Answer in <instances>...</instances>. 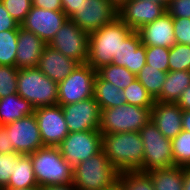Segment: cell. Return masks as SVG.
<instances>
[{
    "label": "cell",
    "instance_id": "44",
    "mask_svg": "<svg viewBox=\"0 0 190 190\" xmlns=\"http://www.w3.org/2000/svg\"><path fill=\"white\" fill-rule=\"evenodd\" d=\"M176 104L183 110V111H190V86H188L179 99L177 100Z\"/></svg>",
    "mask_w": 190,
    "mask_h": 190
},
{
    "label": "cell",
    "instance_id": "26",
    "mask_svg": "<svg viewBox=\"0 0 190 190\" xmlns=\"http://www.w3.org/2000/svg\"><path fill=\"white\" fill-rule=\"evenodd\" d=\"M155 190H184V167L173 166L147 172Z\"/></svg>",
    "mask_w": 190,
    "mask_h": 190
},
{
    "label": "cell",
    "instance_id": "45",
    "mask_svg": "<svg viewBox=\"0 0 190 190\" xmlns=\"http://www.w3.org/2000/svg\"><path fill=\"white\" fill-rule=\"evenodd\" d=\"M44 190H77L73 183H69L66 185H49L43 187Z\"/></svg>",
    "mask_w": 190,
    "mask_h": 190
},
{
    "label": "cell",
    "instance_id": "46",
    "mask_svg": "<svg viewBox=\"0 0 190 190\" xmlns=\"http://www.w3.org/2000/svg\"><path fill=\"white\" fill-rule=\"evenodd\" d=\"M182 130L190 132V111H183Z\"/></svg>",
    "mask_w": 190,
    "mask_h": 190
},
{
    "label": "cell",
    "instance_id": "14",
    "mask_svg": "<svg viewBox=\"0 0 190 190\" xmlns=\"http://www.w3.org/2000/svg\"><path fill=\"white\" fill-rule=\"evenodd\" d=\"M61 106L69 132L99 130L101 108L94 97Z\"/></svg>",
    "mask_w": 190,
    "mask_h": 190
},
{
    "label": "cell",
    "instance_id": "35",
    "mask_svg": "<svg viewBox=\"0 0 190 190\" xmlns=\"http://www.w3.org/2000/svg\"><path fill=\"white\" fill-rule=\"evenodd\" d=\"M169 48L159 46H146V64L159 69L169 71Z\"/></svg>",
    "mask_w": 190,
    "mask_h": 190
},
{
    "label": "cell",
    "instance_id": "25",
    "mask_svg": "<svg viewBox=\"0 0 190 190\" xmlns=\"http://www.w3.org/2000/svg\"><path fill=\"white\" fill-rule=\"evenodd\" d=\"M93 97L99 104L101 110L117 107L125 102L123 90H120L116 85L103 80L96 74L94 80Z\"/></svg>",
    "mask_w": 190,
    "mask_h": 190
},
{
    "label": "cell",
    "instance_id": "9",
    "mask_svg": "<svg viewBox=\"0 0 190 190\" xmlns=\"http://www.w3.org/2000/svg\"><path fill=\"white\" fill-rule=\"evenodd\" d=\"M58 148L63 159L74 168L102 151V134L99 130L69 132Z\"/></svg>",
    "mask_w": 190,
    "mask_h": 190
},
{
    "label": "cell",
    "instance_id": "48",
    "mask_svg": "<svg viewBox=\"0 0 190 190\" xmlns=\"http://www.w3.org/2000/svg\"><path fill=\"white\" fill-rule=\"evenodd\" d=\"M105 190H125L123 185L117 181L113 186H111L110 188H107Z\"/></svg>",
    "mask_w": 190,
    "mask_h": 190
},
{
    "label": "cell",
    "instance_id": "34",
    "mask_svg": "<svg viewBox=\"0 0 190 190\" xmlns=\"http://www.w3.org/2000/svg\"><path fill=\"white\" fill-rule=\"evenodd\" d=\"M18 72L16 66L0 65V98L17 93Z\"/></svg>",
    "mask_w": 190,
    "mask_h": 190
},
{
    "label": "cell",
    "instance_id": "43",
    "mask_svg": "<svg viewBox=\"0 0 190 190\" xmlns=\"http://www.w3.org/2000/svg\"><path fill=\"white\" fill-rule=\"evenodd\" d=\"M63 6V12L68 19H71L76 14V9L79 8L81 0H61Z\"/></svg>",
    "mask_w": 190,
    "mask_h": 190
},
{
    "label": "cell",
    "instance_id": "49",
    "mask_svg": "<svg viewBox=\"0 0 190 190\" xmlns=\"http://www.w3.org/2000/svg\"><path fill=\"white\" fill-rule=\"evenodd\" d=\"M4 190H44L41 186H36L34 188H23V189H4Z\"/></svg>",
    "mask_w": 190,
    "mask_h": 190
},
{
    "label": "cell",
    "instance_id": "32",
    "mask_svg": "<svg viewBox=\"0 0 190 190\" xmlns=\"http://www.w3.org/2000/svg\"><path fill=\"white\" fill-rule=\"evenodd\" d=\"M174 165L179 167L190 166V132L182 130L171 139Z\"/></svg>",
    "mask_w": 190,
    "mask_h": 190
},
{
    "label": "cell",
    "instance_id": "1",
    "mask_svg": "<svg viewBox=\"0 0 190 190\" xmlns=\"http://www.w3.org/2000/svg\"><path fill=\"white\" fill-rule=\"evenodd\" d=\"M102 151L119 173L143 172L144 146L139 132L103 134Z\"/></svg>",
    "mask_w": 190,
    "mask_h": 190
},
{
    "label": "cell",
    "instance_id": "41",
    "mask_svg": "<svg viewBox=\"0 0 190 190\" xmlns=\"http://www.w3.org/2000/svg\"><path fill=\"white\" fill-rule=\"evenodd\" d=\"M32 5L41 9L63 11L61 0H32Z\"/></svg>",
    "mask_w": 190,
    "mask_h": 190
},
{
    "label": "cell",
    "instance_id": "19",
    "mask_svg": "<svg viewBox=\"0 0 190 190\" xmlns=\"http://www.w3.org/2000/svg\"><path fill=\"white\" fill-rule=\"evenodd\" d=\"M137 32L145 46L171 48L176 44L173 17L167 12L153 22L142 26Z\"/></svg>",
    "mask_w": 190,
    "mask_h": 190
},
{
    "label": "cell",
    "instance_id": "4",
    "mask_svg": "<svg viewBox=\"0 0 190 190\" xmlns=\"http://www.w3.org/2000/svg\"><path fill=\"white\" fill-rule=\"evenodd\" d=\"M119 179V172L111 165L103 151L73 168V185L77 190H105Z\"/></svg>",
    "mask_w": 190,
    "mask_h": 190
},
{
    "label": "cell",
    "instance_id": "11",
    "mask_svg": "<svg viewBox=\"0 0 190 190\" xmlns=\"http://www.w3.org/2000/svg\"><path fill=\"white\" fill-rule=\"evenodd\" d=\"M118 7L110 0H81L71 20L88 34L111 23L118 17Z\"/></svg>",
    "mask_w": 190,
    "mask_h": 190
},
{
    "label": "cell",
    "instance_id": "50",
    "mask_svg": "<svg viewBox=\"0 0 190 190\" xmlns=\"http://www.w3.org/2000/svg\"><path fill=\"white\" fill-rule=\"evenodd\" d=\"M116 7H119L125 0H110Z\"/></svg>",
    "mask_w": 190,
    "mask_h": 190
},
{
    "label": "cell",
    "instance_id": "16",
    "mask_svg": "<svg viewBox=\"0 0 190 190\" xmlns=\"http://www.w3.org/2000/svg\"><path fill=\"white\" fill-rule=\"evenodd\" d=\"M118 17L133 31L153 22L166 12V6L146 0H125L118 7Z\"/></svg>",
    "mask_w": 190,
    "mask_h": 190
},
{
    "label": "cell",
    "instance_id": "17",
    "mask_svg": "<svg viewBox=\"0 0 190 190\" xmlns=\"http://www.w3.org/2000/svg\"><path fill=\"white\" fill-rule=\"evenodd\" d=\"M112 63L126 67L137 75L146 64V46L142 44L140 35L133 31L118 49V54L113 57Z\"/></svg>",
    "mask_w": 190,
    "mask_h": 190
},
{
    "label": "cell",
    "instance_id": "23",
    "mask_svg": "<svg viewBox=\"0 0 190 190\" xmlns=\"http://www.w3.org/2000/svg\"><path fill=\"white\" fill-rule=\"evenodd\" d=\"M190 86V71H168L157 102L176 103L183 91Z\"/></svg>",
    "mask_w": 190,
    "mask_h": 190
},
{
    "label": "cell",
    "instance_id": "51",
    "mask_svg": "<svg viewBox=\"0 0 190 190\" xmlns=\"http://www.w3.org/2000/svg\"><path fill=\"white\" fill-rule=\"evenodd\" d=\"M160 3L164 4L165 6L167 5L168 0H158Z\"/></svg>",
    "mask_w": 190,
    "mask_h": 190
},
{
    "label": "cell",
    "instance_id": "52",
    "mask_svg": "<svg viewBox=\"0 0 190 190\" xmlns=\"http://www.w3.org/2000/svg\"><path fill=\"white\" fill-rule=\"evenodd\" d=\"M146 1H151V2H155V3H160L158 0H146Z\"/></svg>",
    "mask_w": 190,
    "mask_h": 190
},
{
    "label": "cell",
    "instance_id": "29",
    "mask_svg": "<svg viewBox=\"0 0 190 190\" xmlns=\"http://www.w3.org/2000/svg\"><path fill=\"white\" fill-rule=\"evenodd\" d=\"M18 30L0 31V65L15 66Z\"/></svg>",
    "mask_w": 190,
    "mask_h": 190
},
{
    "label": "cell",
    "instance_id": "33",
    "mask_svg": "<svg viewBox=\"0 0 190 190\" xmlns=\"http://www.w3.org/2000/svg\"><path fill=\"white\" fill-rule=\"evenodd\" d=\"M169 71H190V46L176 43L169 48Z\"/></svg>",
    "mask_w": 190,
    "mask_h": 190
},
{
    "label": "cell",
    "instance_id": "21",
    "mask_svg": "<svg viewBox=\"0 0 190 190\" xmlns=\"http://www.w3.org/2000/svg\"><path fill=\"white\" fill-rule=\"evenodd\" d=\"M79 65L76 60L66 57L61 52L46 45L39 59L37 68L52 81H63Z\"/></svg>",
    "mask_w": 190,
    "mask_h": 190
},
{
    "label": "cell",
    "instance_id": "20",
    "mask_svg": "<svg viewBox=\"0 0 190 190\" xmlns=\"http://www.w3.org/2000/svg\"><path fill=\"white\" fill-rule=\"evenodd\" d=\"M183 110L171 102L155 101L151 109V121L164 137L173 139L182 131Z\"/></svg>",
    "mask_w": 190,
    "mask_h": 190
},
{
    "label": "cell",
    "instance_id": "13",
    "mask_svg": "<svg viewBox=\"0 0 190 190\" xmlns=\"http://www.w3.org/2000/svg\"><path fill=\"white\" fill-rule=\"evenodd\" d=\"M34 115L43 145L58 147L69 133L62 106L39 107L34 109Z\"/></svg>",
    "mask_w": 190,
    "mask_h": 190
},
{
    "label": "cell",
    "instance_id": "27",
    "mask_svg": "<svg viewBox=\"0 0 190 190\" xmlns=\"http://www.w3.org/2000/svg\"><path fill=\"white\" fill-rule=\"evenodd\" d=\"M97 74L107 82L116 85L120 90L128 87L136 78L126 67L113 63L103 66L97 70Z\"/></svg>",
    "mask_w": 190,
    "mask_h": 190
},
{
    "label": "cell",
    "instance_id": "3",
    "mask_svg": "<svg viewBox=\"0 0 190 190\" xmlns=\"http://www.w3.org/2000/svg\"><path fill=\"white\" fill-rule=\"evenodd\" d=\"M29 155L38 186L73 183V168L63 159L58 147L44 146Z\"/></svg>",
    "mask_w": 190,
    "mask_h": 190
},
{
    "label": "cell",
    "instance_id": "22",
    "mask_svg": "<svg viewBox=\"0 0 190 190\" xmlns=\"http://www.w3.org/2000/svg\"><path fill=\"white\" fill-rule=\"evenodd\" d=\"M34 113L33 106L17 93L0 98V125L12 123Z\"/></svg>",
    "mask_w": 190,
    "mask_h": 190
},
{
    "label": "cell",
    "instance_id": "38",
    "mask_svg": "<svg viewBox=\"0 0 190 190\" xmlns=\"http://www.w3.org/2000/svg\"><path fill=\"white\" fill-rule=\"evenodd\" d=\"M173 29L175 42L178 44L189 45L190 41V19L189 18H173Z\"/></svg>",
    "mask_w": 190,
    "mask_h": 190
},
{
    "label": "cell",
    "instance_id": "8",
    "mask_svg": "<svg viewBox=\"0 0 190 190\" xmlns=\"http://www.w3.org/2000/svg\"><path fill=\"white\" fill-rule=\"evenodd\" d=\"M97 71L87 63L79 64L70 75L58 83V105H67L93 97Z\"/></svg>",
    "mask_w": 190,
    "mask_h": 190
},
{
    "label": "cell",
    "instance_id": "18",
    "mask_svg": "<svg viewBox=\"0 0 190 190\" xmlns=\"http://www.w3.org/2000/svg\"><path fill=\"white\" fill-rule=\"evenodd\" d=\"M17 39L15 66L18 70L36 68L47 44L33 32L21 26H19Z\"/></svg>",
    "mask_w": 190,
    "mask_h": 190
},
{
    "label": "cell",
    "instance_id": "39",
    "mask_svg": "<svg viewBox=\"0 0 190 190\" xmlns=\"http://www.w3.org/2000/svg\"><path fill=\"white\" fill-rule=\"evenodd\" d=\"M166 12L173 18L190 19V0H168Z\"/></svg>",
    "mask_w": 190,
    "mask_h": 190
},
{
    "label": "cell",
    "instance_id": "37",
    "mask_svg": "<svg viewBox=\"0 0 190 190\" xmlns=\"http://www.w3.org/2000/svg\"><path fill=\"white\" fill-rule=\"evenodd\" d=\"M20 156L18 152L0 153V190H4L13 175L14 161Z\"/></svg>",
    "mask_w": 190,
    "mask_h": 190
},
{
    "label": "cell",
    "instance_id": "40",
    "mask_svg": "<svg viewBox=\"0 0 190 190\" xmlns=\"http://www.w3.org/2000/svg\"><path fill=\"white\" fill-rule=\"evenodd\" d=\"M20 24L13 19L0 0V31L19 29Z\"/></svg>",
    "mask_w": 190,
    "mask_h": 190
},
{
    "label": "cell",
    "instance_id": "31",
    "mask_svg": "<svg viewBox=\"0 0 190 190\" xmlns=\"http://www.w3.org/2000/svg\"><path fill=\"white\" fill-rule=\"evenodd\" d=\"M118 181L125 190H155L149 174L139 170L119 173Z\"/></svg>",
    "mask_w": 190,
    "mask_h": 190
},
{
    "label": "cell",
    "instance_id": "28",
    "mask_svg": "<svg viewBox=\"0 0 190 190\" xmlns=\"http://www.w3.org/2000/svg\"><path fill=\"white\" fill-rule=\"evenodd\" d=\"M166 75V72L145 64L136 75V78L155 99L161 93Z\"/></svg>",
    "mask_w": 190,
    "mask_h": 190
},
{
    "label": "cell",
    "instance_id": "47",
    "mask_svg": "<svg viewBox=\"0 0 190 190\" xmlns=\"http://www.w3.org/2000/svg\"><path fill=\"white\" fill-rule=\"evenodd\" d=\"M183 189L190 190V166L184 167Z\"/></svg>",
    "mask_w": 190,
    "mask_h": 190
},
{
    "label": "cell",
    "instance_id": "7",
    "mask_svg": "<svg viewBox=\"0 0 190 190\" xmlns=\"http://www.w3.org/2000/svg\"><path fill=\"white\" fill-rule=\"evenodd\" d=\"M144 146L143 172L175 166L171 139L150 120L139 131Z\"/></svg>",
    "mask_w": 190,
    "mask_h": 190
},
{
    "label": "cell",
    "instance_id": "12",
    "mask_svg": "<svg viewBox=\"0 0 190 190\" xmlns=\"http://www.w3.org/2000/svg\"><path fill=\"white\" fill-rule=\"evenodd\" d=\"M3 127L9 134V140L14 146V152H18L20 155H29L44 147L34 113Z\"/></svg>",
    "mask_w": 190,
    "mask_h": 190
},
{
    "label": "cell",
    "instance_id": "24",
    "mask_svg": "<svg viewBox=\"0 0 190 190\" xmlns=\"http://www.w3.org/2000/svg\"><path fill=\"white\" fill-rule=\"evenodd\" d=\"M38 186L30 155H20L14 161L13 175L5 189L34 188Z\"/></svg>",
    "mask_w": 190,
    "mask_h": 190
},
{
    "label": "cell",
    "instance_id": "30",
    "mask_svg": "<svg viewBox=\"0 0 190 190\" xmlns=\"http://www.w3.org/2000/svg\"><path fill=\"white\" fill-rule=\"evenodd\" d=\"M125 102L128 104L152 109L155 99L150 95L145 87L135 79L128 87L123 89Z\"/></svg>",
    "mask_w": 190,
    "mask_h": 190
},
{
    "label": "cell",
    "instance_id": "10",
    "mask_svg": "<svg viewBox=\"0 0 190 190\" xmlns=\"http://www.w3.org/2000/svg\"><path fill=\"white\" fill-rule=\"evenodd\" d=\"M48 45L79 64L87 63L89 34L71 19L64 22Z\"/></svg>",
    "mask_w": 190,
    "mask_h": 190
},
{
    "label": "cell",
    "instance_id": "36",
    "mask_svg": "<svg viewBox=\"0 0 190 190\" xmlns=\"http://www.w3.org/2000/svg\"><path fill=\"white\" fill-rule=\"evenodd\" d=\"M10 16L20 25L29 13L32 0H1Z\"/></svg>",
    "mask_w": 190,
    "mask_h": 190
},
{
    "label": "cell",
    "instance_id": "42",
    "mask_svg": "<svg viewBox=\"0 0 190 190\" xmlns=\"http://www.w3.org/2000/svg\"><path fill=\"white\" fill-rule=\"evenodd\" d=\"M14 151V146L9 140V134L7 130L1 126L0 127V153H10Z\"/></svg>",
    "mask_w": 190,
    "mask_h": 190
},
{
    "label": "cell",
    "instance_id": "6",
    "mask_svg": "<svg viewBox=\"0 0 190 190\" xmlns=\"http://www.w3.org/2000/svg\"><path fill=\"white\" fill-rule=\"evenodd\" d=\"M151 120V109L128 104L101 110L99 131L103 134L139 132Z\"/></svg>",
    "mask_w": 190,
    "mask_h": 190
},
{
    "label": "cell",
    "instance_id": "2",
    "mask_svg": "<svg viewBox=\"0 0 190 190\" xmlns=\"http://www.w3.org/2000/svg\"><path fill=\"white\" fill-rule=\"evenodd\" d=\"M133 30L119 17L89 34V57L87 64L95 71L112 63L118 49Z\"/></svg>",
    "mask_w": 190,
    "mask_h": 190
},
{
    "label": "cell",
    "instance_id": "5",
    "mask_svg": "<svg viewBox=\"0 0 190 190\" xmlns=\"http://www.w3.org/2000/svg\"><path fill=\"white\" fill-rule=\"evenodd\" d=\"M17 94L26 99L34 109L57 105L58 83L52 81L37 67L20 69Z\"/></svg>",
    "mask_w": 190,
    "mask_h": 190
},
{
    "label": "cell",
    "instance_id": "15",
    "mask_svg": "<svg viewBox=\"0 0 190 190\" xmlns=\"http://www.w3.org/2000/svg\"><path fill=\"white\" fill-rule=\"evenodd\" d=\"M67 19L63 11L41 9L32 5L20 26L33 32L48 45Z\"/></svg>",
    "mask_w": 190,
    "mask_h": 190
}]
</instances>
